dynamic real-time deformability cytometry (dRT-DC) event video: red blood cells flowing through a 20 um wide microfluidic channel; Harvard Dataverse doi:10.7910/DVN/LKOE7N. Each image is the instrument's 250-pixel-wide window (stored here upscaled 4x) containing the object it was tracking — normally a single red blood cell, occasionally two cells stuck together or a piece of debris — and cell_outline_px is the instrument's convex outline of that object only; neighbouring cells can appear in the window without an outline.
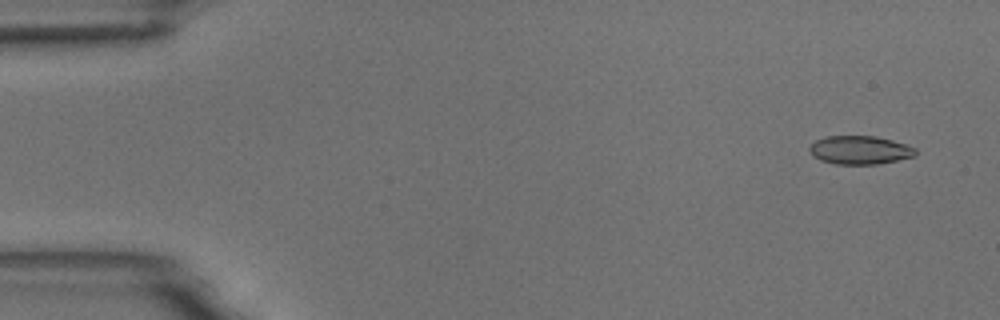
{"species": "common noctule bat (a hibernating species)", "species_latin": "Nyctalus noctula", "temperature_condition": "room temperature", "stored_images_in_passage": 4, "camera_frame_rate_fps": 3000, "um_per_image_px": 0.085, "animal": {"sex": "male", "body_mass_g": 18.8}, "frame": {"image": 1, "passage_image": 1, "time_ms": 0.0, "image_size_px": [1000, 320], "cell_outline_px": [[916, 156], [876, 164], [836, 164], [820, 160], [808, 148], [816, 140], [828, 136], [876, 136], [892, 140], [916, 148]], "centroid_in_image_um": [73.11, 12.75], "position_along_channel_um": 11.9, "area_um2": 17.34}}
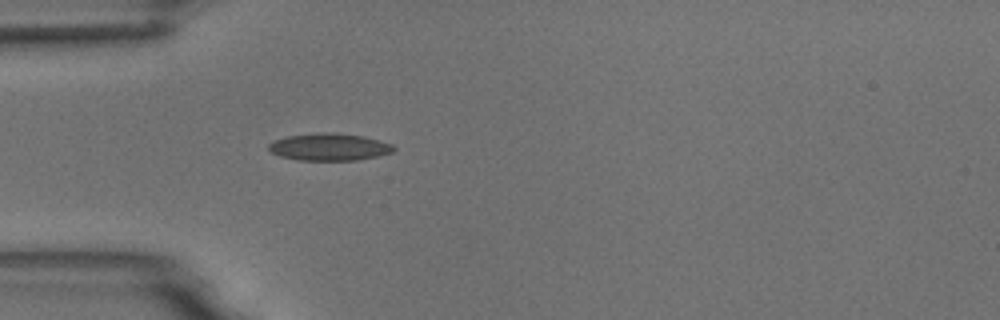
{"frame": {"image": 2, "passage_image": 4, "time_ms": 4.333, "image_size_px": [1000, 320], "cell_outline_px": [[396, 148], [392, 152], [376, 156], [356, 160], [300, 160], [280, 156], [272, 152], [268, 148], [268, 144], [272, 140], [288, 136], [320, 132], [332, 132], [364, 136], [392, 144]], "centroid_in_image_um": [27.97, 12.48], "position_along_channel_um": 57.0, "area_um2": 19.77}}